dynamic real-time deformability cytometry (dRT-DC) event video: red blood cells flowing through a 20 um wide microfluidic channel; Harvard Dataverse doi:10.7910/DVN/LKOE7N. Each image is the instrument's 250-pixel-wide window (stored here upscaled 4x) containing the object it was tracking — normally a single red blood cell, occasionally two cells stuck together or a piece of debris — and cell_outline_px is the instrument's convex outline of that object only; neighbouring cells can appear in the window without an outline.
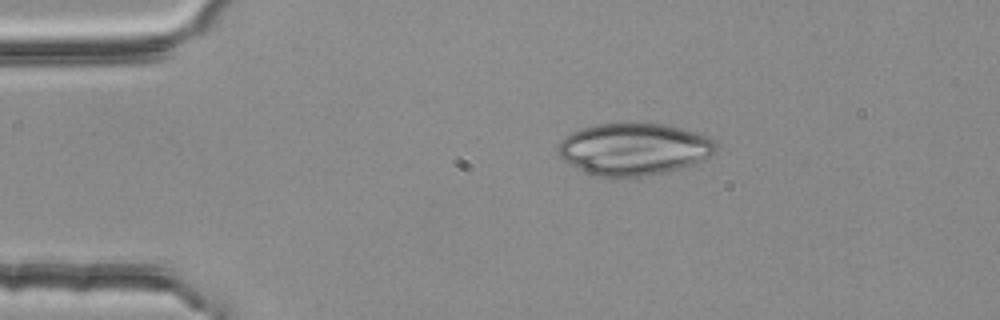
{"species": "common noctule bat (a hibernating species)", "species_latin": "Nyctalus noctula", "temperature_condition": "room temperature", "stored_images_in_passage": 2, "camera_frame_rate_fps": 3000, "um_per_image_px": 0.085, "animal": {"sex": "female", "body_mass_g": 25.1}, "frame": {"image": 1, "passage_image": 1, "time_ms": 0.0, "image_size_px": [1000, 320], "cell_outline_px": [[716, 152], [684, 168], [664, 172], [640, 176], [596, 176], [564, 160], [560, 156], [560, 140], [564, 136], [572, 132], [596, 124], [624, 120], [664, 124], [680, 128], [716, 140]], "centroid_in_image_um": [53.89, 12.62], "position_along_channel_um": 31.1, "area_um2": 47.8}}